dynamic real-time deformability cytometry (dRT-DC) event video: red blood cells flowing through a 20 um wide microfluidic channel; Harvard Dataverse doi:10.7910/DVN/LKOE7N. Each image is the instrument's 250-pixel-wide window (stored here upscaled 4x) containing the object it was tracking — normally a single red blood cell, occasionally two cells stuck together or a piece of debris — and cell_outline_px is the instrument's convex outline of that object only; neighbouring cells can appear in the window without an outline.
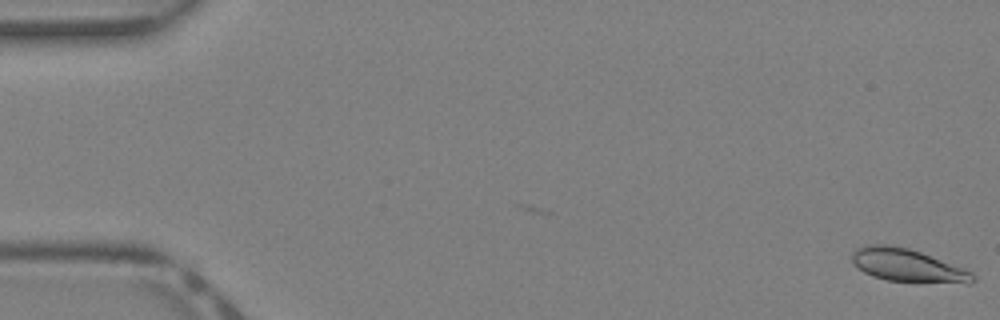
{"species": "Egyptian fruit bat (a non-hibernating species)", "species_latin": "Rousettus aegyptiacus", "temperature_condition": "warm", "stored_images_in_passage": 4, "camera_frame_rate_fps": 3000, "um_per_image_px": 0.085, "animal": {"sex": "female"}, "frame": {"image": 1, "passage_image": 4, "time_ms": 1.0, "image_size_px": [1000, 320], "cell_outline_px": [[976, 280], [968, 284], [888, 280], [872, 276], [864, 272], [852, 260], [852, 252], [868, 244], [884, 244], [908, 248], [920, 252], [964, 268], [972, 272], [976, 276]], "centroid_in_image_um": [77.2, 22.57], "position_along_channel_um": 7.8, "area_um2": 22.95}}